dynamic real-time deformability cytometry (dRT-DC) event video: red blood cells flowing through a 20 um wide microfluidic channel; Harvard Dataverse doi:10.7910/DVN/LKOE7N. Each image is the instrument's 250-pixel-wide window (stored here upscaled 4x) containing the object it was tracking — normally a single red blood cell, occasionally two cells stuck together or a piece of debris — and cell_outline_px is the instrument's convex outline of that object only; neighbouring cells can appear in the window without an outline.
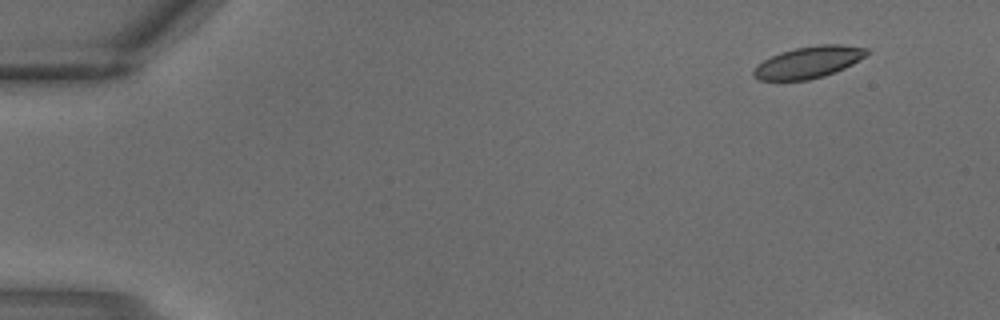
{"species": "common noctule bat (a hibernating species)", "species_latin": "Nyctalus noctula", "temperature_condition": "warm", "stored_images_in_passage": 3, "camera_frame_rate_fps": 3000, "um_per_image_px": 0.085, "animal": {"sex": "male", "body_mass_g": 18.8}, "frame": {"image": 1, "passage_image": 1, "time_ms": 0.0, "image_size_px": [1000, 320], "cell_outline_px": [[868, 52], [864, 56], [852, 64], [836, 72], [824, 76], [808, 80], [760, 80], [752, 76], [752, 72], [756, 64], [780, 52], [796, 48], [816, 44], [844, 44], [868, 48]], "centroid_in_image_um": [68.71, 5.28], "position_along_channel_um": 16.3, "area_um2": 20.98}}